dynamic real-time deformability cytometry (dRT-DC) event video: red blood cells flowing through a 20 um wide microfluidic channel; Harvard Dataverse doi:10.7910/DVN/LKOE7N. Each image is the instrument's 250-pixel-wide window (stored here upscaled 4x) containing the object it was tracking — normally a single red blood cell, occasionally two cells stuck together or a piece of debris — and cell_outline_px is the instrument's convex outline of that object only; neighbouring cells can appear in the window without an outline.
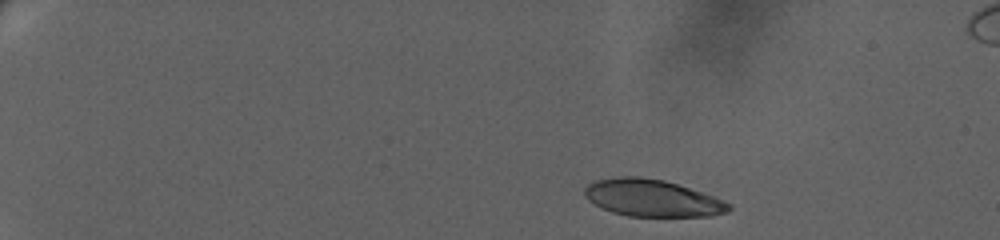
{"species": "human", "species_latin": "Homo sapiens", "temperature_condition": "warm", "stored_images_in_passage": 44, "camera_frame_rate_fps": 3000, "um_per_image_px": 0.085, "donor": {"sex": "female"}, "frame": {"image": 1, "passage_image": 1, "time_ms": 0.0, "image_size_px": [1000, 240], "cell_outline_px": [[732, 208], [728, 212], [712, 216], [628, 216], [612, 212], [588, 200], [584, 196], [584, 188], [588, 184], [596, 180], [616, 176], [640, 176], [664, 180], [712, 196], [732, 204]], "centroid_in_image_um": [55.42, 16.83], "position_along_channel_um": 29.6, "area_um2": 30.98}}
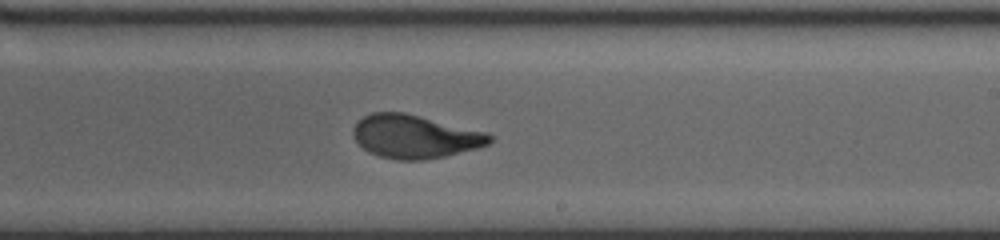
{"frame": {"image": 2, "passage_image": 26, "time_ms": 10.667, "image_size_px": [1000, 240], "cell_outline_px": [[492, 140], [488, 144], [476, 148], [444, 156], [424, 160], [396, 160], [380, 156], [368, 152], [356, 140], [352, 132], [352, 128], [356, 120], [372, 112], [404, 112], [488, 132], [492, 136]], "centroid_in_image_um": [35.24, 11.59], "position_along_channel_um": 253.8, "area_um2": 34.51}}
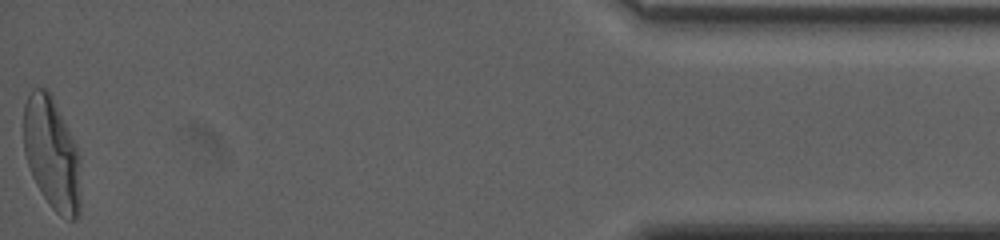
{"frame": {"image": 3, "passage_image": 44, "time_ms": 18.0, "image_size_px": [1000, 240], "cell_outline_px": [[80, 216], [72, 220], [68, 220], [60, 216], [52, 208], [36, 184], [32, 176], [24, 152], [24, 104], [32, 88], [48, 88], [52, 96], [80, 156]], "centroid_in_image_um": [4.41, 13.09], "position_along_channel_um": 430.8, "area_um2": 37.28}, "authors_computed_cell_mechanics": {"area_um2": 34.391, "velocity_mm_per_s": 3.315, "shape_relaxation_time_tau1_ms": 6.2505, "shape_relaxation_time_tau2_ms": 0.9688, "deformation_change_tau1": 0.2662, "deformation_change_tau2": 0.0734}}